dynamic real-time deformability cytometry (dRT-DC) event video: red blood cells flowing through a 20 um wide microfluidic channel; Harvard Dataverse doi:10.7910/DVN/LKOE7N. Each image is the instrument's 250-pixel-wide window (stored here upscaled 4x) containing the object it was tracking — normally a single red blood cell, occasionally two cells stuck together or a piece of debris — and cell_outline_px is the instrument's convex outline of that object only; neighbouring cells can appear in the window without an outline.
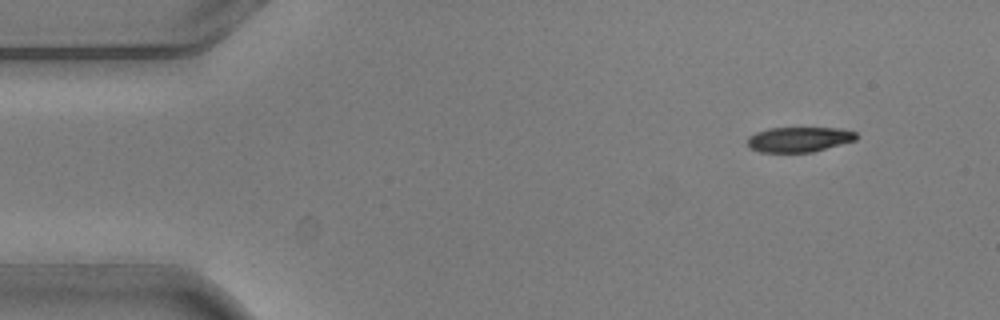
{"species": "common noctule bat (a hibernating species)", "species_latin": "Nyctalus noctula", "temperature_condition": "warm", "stored_images_in_passage": 6, "camera_frame_rate_fps": 3000, "um_per_image_px": 0.085, "animal": {"sex": "male", "body_mass_g": 20.5, "forearm_length_mm": 52.5}, "frame": {"image": 1, "passage_image": 6, "time_ms": 1.667, "image_size_px": [1000, 320], "cell_outline_px": [[860, 136], [856, 140], [812, 152], [760, 152], [748, 148], [748, 136], [756, 132], [768, 128], [840, 128], [856, 132]], "centroid_in_image_um": [67.92, 11.85], "position_along_channel_um": 17.1, "area_um2": 16.01}}